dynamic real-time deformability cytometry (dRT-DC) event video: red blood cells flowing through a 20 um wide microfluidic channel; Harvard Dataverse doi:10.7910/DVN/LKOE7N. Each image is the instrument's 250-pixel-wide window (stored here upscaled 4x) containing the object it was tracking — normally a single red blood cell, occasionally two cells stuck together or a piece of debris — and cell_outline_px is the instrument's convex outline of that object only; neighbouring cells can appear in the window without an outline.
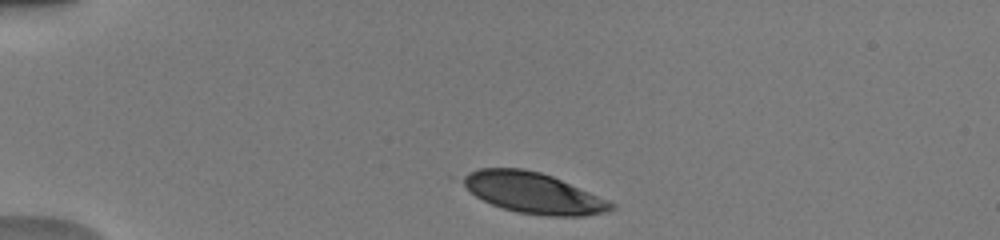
{"species": "human", "species_latin": "Homo sapiens", "temperature_condition": "warm", "stored_images_in_passage": 6, "camera_frame_rate_fps": 3000, "um_per_image_px": 0.085, "donor": {"sex": "male"}, "frame": {"image": 1, "passage_image": 1, "time_ms": 0.0, "image_size_px": [1000, 240], "cell_outline_px": [[616, 208], [608, 212], [584, 216], [548, 216], [520, 212], [504, 208], [492, 204], [476, 196], [460, 180], [460, 176], [468, 172], [480, 168], [524, 168], [540, 172], [552, 176], [608, 200], [616, 204]], "centroid_in_image_um": [45.35, 16.39], "position_along_channel_um": 39.7, "area_um2": 35.03}}